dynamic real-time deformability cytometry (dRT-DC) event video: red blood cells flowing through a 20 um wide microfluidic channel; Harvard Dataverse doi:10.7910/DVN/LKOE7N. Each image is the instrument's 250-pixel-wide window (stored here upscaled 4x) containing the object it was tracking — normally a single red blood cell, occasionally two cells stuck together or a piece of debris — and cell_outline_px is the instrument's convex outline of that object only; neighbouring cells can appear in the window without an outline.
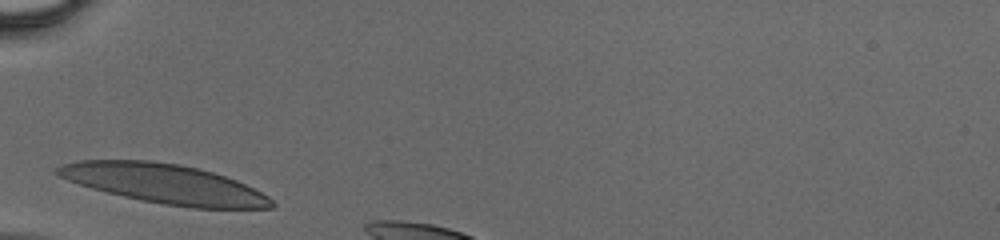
{"species": "human", "species_latin": "Homo sapiens", "temperature_condition": "cold", "stored_images_in_passage": 7, "camera_frame_rate_fps": 3000, "um_per_image_px": 0.085, "donor": {"sex": "male"}, "frame": {"image": 1, "passage_image": 1, "time_ms": 0.0, "image_size_px": [1000, 240], "cell_outline_px": [[276, 204], [272, 208], [192, 208], [164, 204], [140, 200], [92, 188], [68, 180], [52, 172], [56, 168], [64, 164], [80, 160], [148, 160], [180, 164], [212, 172], [236, 180], [268, 196]], "centroid_in_image_um": [13.97, 15.62], "position_along_channel_um": 71.0, "area_um2": 48.73}}
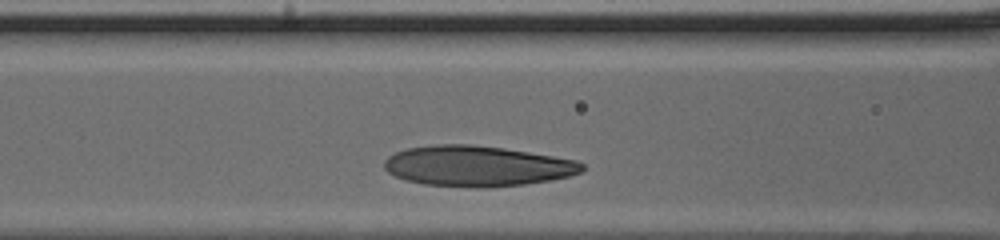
{"frame": {"image": 2, "passage_image": 5, "time_ms": 1.333, "image_size_px": [1000, 240], "cell_outline_px": [[584, 168], [580, 172], [568, 176], [552, 180], [524, 184], [488, 188], [476, 188], [424, 184], [404, 180], [388, 172], [384, 168], [384, 160], [388, 156], [404, 148], [436, 144], [468, 144], [504, 148], [576, 160], [584, 164]], "centroid_in_image_um": [40.52, 14.12], "position_along_channel_um": 126.1, "area_um2": 46.88}}